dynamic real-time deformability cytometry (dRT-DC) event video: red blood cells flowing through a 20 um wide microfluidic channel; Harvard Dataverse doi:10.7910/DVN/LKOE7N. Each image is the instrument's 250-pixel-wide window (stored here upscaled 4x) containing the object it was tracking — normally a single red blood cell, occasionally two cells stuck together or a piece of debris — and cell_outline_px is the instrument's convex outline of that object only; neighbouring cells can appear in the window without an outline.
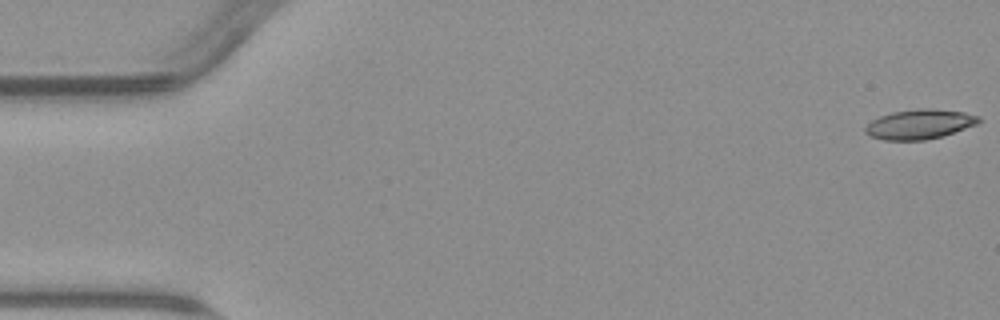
{"species": "common noctule bat (a hibernating species)", "species_latin": "Nyctalus noctula", "temperature_condition": "warm", "stored_images_in_passage": 6, "camera_frame_rate_fps": 3000, "um_per_image_px": 0.085, "animal": {"sex": "male", "body_mass_g": 23.1, "forearm_length_mm": 52.7}, "frame": {"image": 1, "passage_image": 1, "time_ms": 0.0, "image_size_px": [1000, 320], "cell_outline_px": [[980, 120], [976, 124], [940, 136], [924, 140], [884, 140], [868, 136], [864, 132], [864, 128], [872, 120], [880, 116], [892, 112], [916, 108], [932, 108], [964, 112], [980, 116]], "centroid_in_image_um": [78.11, 10.55], "position_along_channel_um": 6.9, "area_um2": 19.54}}
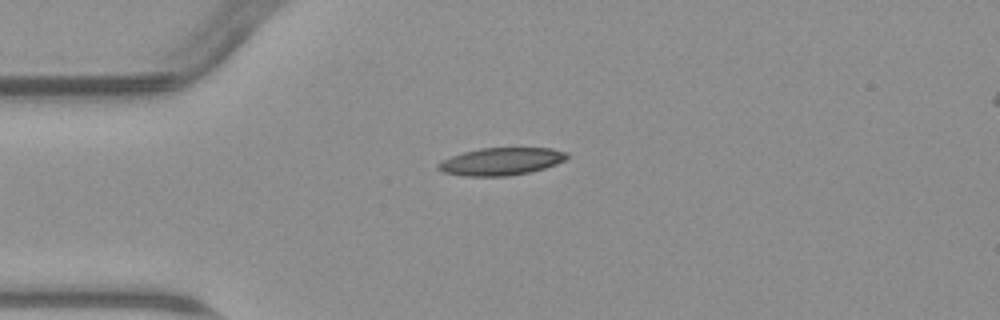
{"frame": {"image": 2, "passage_image": 4, "time_ms": 4.333, "image_size_px": [1000, 320], "cell_outline_px": [[568, 156], [564, 160], [556, 164], [544, 168], [528, 172], [508, 176], [464, 176], [444, 172], [436, 168], [436, 164], [452, 156], [464, 152], [480, 148], [552, 148], [568, 152]], "centroid_in_image_um": [42.6, 13.72], "position_along_channel_um": 42.4, "area_um2": 20.52}}
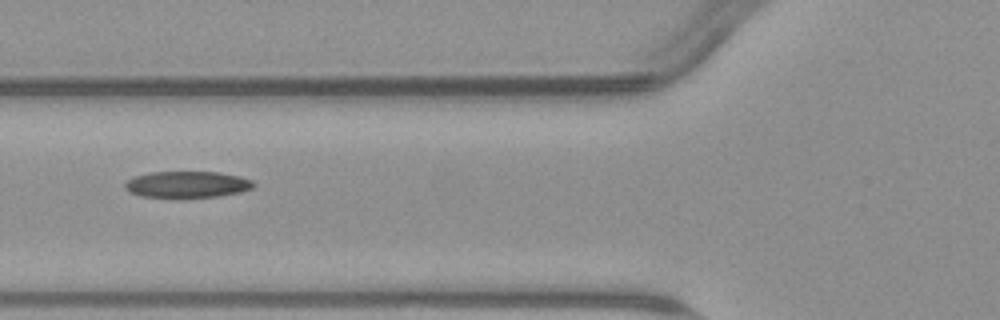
{"frame": {"image": 3, "passage_image": 6, "time_ms": 6.667, "image_size_px": [1000, 320], "cell_outline_px": [[256, 184], [252, 188], [240, 192], [216, 196], [140, 196], [128, 192], [124, 188], [124, 184], [132, 176], [148, 172], [220, 172], [240, 176], [252, 180]], "centroid_in_image_um": [15.89, 15.65], "position_along_channel_um": 109.9, "area_um2": 19.59}}